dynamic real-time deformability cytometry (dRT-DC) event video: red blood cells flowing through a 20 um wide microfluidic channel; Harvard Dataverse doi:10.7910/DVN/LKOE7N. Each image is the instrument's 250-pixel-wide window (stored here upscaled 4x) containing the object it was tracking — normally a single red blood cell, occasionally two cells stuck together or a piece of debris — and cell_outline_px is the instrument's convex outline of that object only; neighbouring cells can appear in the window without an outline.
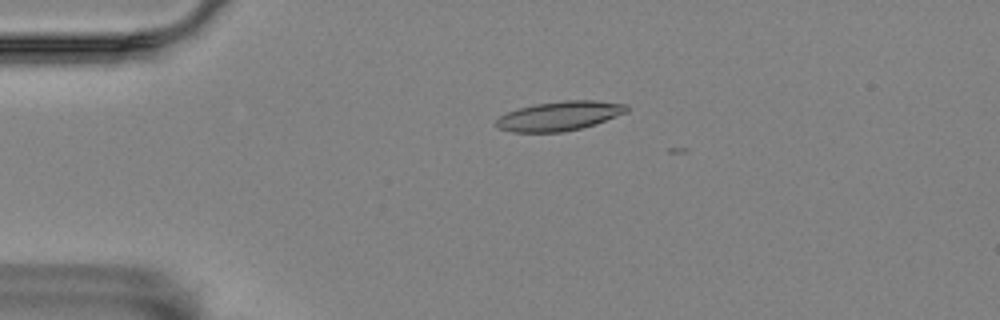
{"species": "Egyptian fruit bat (a non-hibernating species)", "species_latin": "Rousettus aegyptiacus", "temperature_condition": "room temperature", "stored_images_in_passage": 3, "camera_frame_rate_fps": 3000, "um_per_image_px": 0.085, "animal": {"sex": "female"}, "frame": {"image": 1, "passage_image": 2, "time_ms": 0.333, "image_size_px": [1000, 320], "cell_outline_px": [[628, 112], [596, 124], [564, 132], [512, 132], [500, 128], [496, 124], [496, 120], [500, 116], [508, 112], [520, 108], [536, 104], [564, 100], [596, 100], [628, 104]], "centroid_in_image_um": [47.61, 9.85], "position_along_channel_um": 37.4, "area_um2": 22.25}}